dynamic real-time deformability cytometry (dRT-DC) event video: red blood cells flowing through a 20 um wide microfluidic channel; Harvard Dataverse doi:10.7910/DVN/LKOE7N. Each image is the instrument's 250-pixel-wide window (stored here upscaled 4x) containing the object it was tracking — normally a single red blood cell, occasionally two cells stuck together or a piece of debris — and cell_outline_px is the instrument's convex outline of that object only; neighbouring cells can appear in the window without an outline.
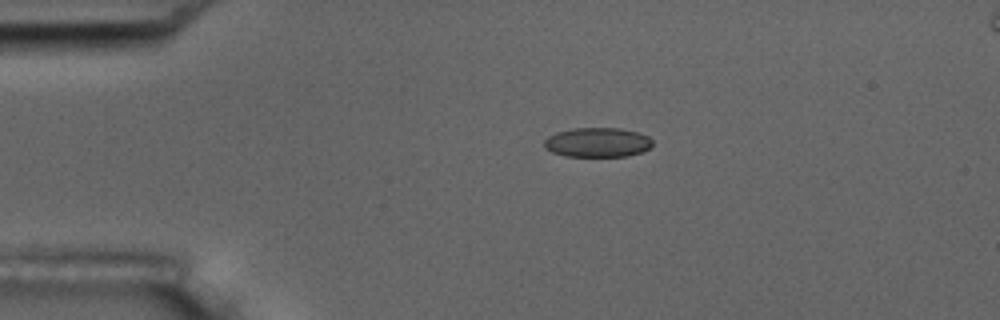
{"species": "common noctule bat (a hibernating species)", "species_latin": "Nyctalus noctula", "temperature_condition": "room temperature", "stored_images_in_passage": 3, "camera_frame_rate_fps": 3000, "um_per_image_px": 0.085, "animal": {"sex": "male", "body_mass_g": 17.5, "forearm_length_mm": 52.3}, "frame": {"image": 1, "passage_image": 1, "time_ms": 0.0, "image_size_px": [1000, 320], "cell_outline_px": [[652, 144], [644, 152], [628, 156], [564, 156], [552, 152], [544, 148], [544, 140], [548, 136], [556, 132], [572, 128], [620, 128], [640, 132], [648, 136], [652, 140]], "centroid_in_image_um": [50.79, 12.1], "position_along_channel_um": 34.2, "area_um2": 18.84}}